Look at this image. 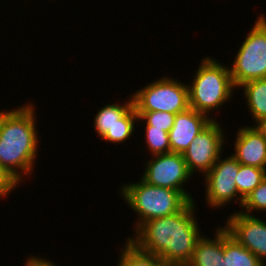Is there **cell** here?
<instances>
[{"label":"cell","instance_id":"obj_18","mask_svg":"<svg viewBox=\"0 0 266 266\" xmlns=\"http://www.w3.org/2000/svg\"><path fill=\"white\" fill-rule=\"evenodd\" d=\"M126 242L117 266H169L158 255L139 250L129 239Z\"/></svg>","mask_w":266,"mask_h":266},{"label":"cell","instance_id":"obj_16","mask_svg":"<svg viewBox=\"0 0 266 266\" xmlns=\"http://www.w3.org/2000/svg\"><path fill=\"white\" fill-rule=\"evenodd\" d=\"M132 106L133 99L131 96L130 101L123 106L120 104H107L100 109L94 120L97 134L102 137L108 130H111Z\"/></svg>","mask_w":266,"mask_h":266},{"label":"cell","instance_id":"obj_12","mask_svg":"<svg viewBox=\"0 0 266 266\" xmlns=\"http://www.w3.org/2000/svg\"><path fill=\"white\" fill-rule=\"evenodd\" d=\"M234 146L240 164L266 169V139L254 126L240 128Z\"/></svg>","mask_w":266,"mask_h":266},{"label":"cell","instance_id":"obj_23","mask_svg":"<svg viewBox=\"0 0 266 266\" xmlns=\"http://www.w3.org/2000/svg\"><path fill=\"white\" fill-rule=\"evenodd\" d=\"M18 183L19 182L0 165V197L6 196Z\"/></svg>","mask_w":266,"mask_h":266},{"label":"cell","instance_id":"obj_5","mask_svg":"<svg viewBox=\"0 0 266 266\" xmlns=\"http://www.w3.org/2000/svg\"><path fill=\"white\" fill-rule=\"evenodd\" d=\"M230 70L234 86L266 78V18L259 16L243 41Z\"/></svg>","mask_w":266,"mask_h":266},{"label":"cell","instance_id":"obj_2","mask_svg":"<svg viewBox=\"0 0 266 266\" xmlns=\"http://www.w3.org/2000/svg\"><path fill=\"white\" fill-rule=\"evenodd\" d=\"M30 105V106H29ZM31 104L0 112V165L18 182L32 172L37 151V128ZM21 169V173L14 169ZM18 172V173H17Z\"/></svg>","mask_w":266,"mask_h":266},{"label":"cell","instance_id":"obj_10","mask_svg":"<svg viewBox=\"0 0 266 266\" xmlns=\"http://www.w3.org/2000/svg\"><path fill=\"white\" fill-rule=\"evenodd\" d=\"M227 226L228 231L238 243L250 250L264 263L266 257V222L261 221L244 212L230 215Z\"/></svg>","mask_w":266,"mask_h":266},{"label":"cell","instance_id":"obj_1","mask_svg":"<svg viewBox=\"0 0 266 266\" xmlns=\"http://www.w3.org/2000/svg\"><path fill=\"white\" fill-rule=\"evenodd\" d=\"M194 202L182 211L144 222L129 238L139 250L158 255L169 266H186L202 237L194 219Z\"/></svg>","mask_w":266,"mask_h":266},{"label":"cell","instance_id":"obj_13","mask_svg":"<svg viewBox=\"0 0 266 266\" xmlns=\"http://www.w3.org/2000/svg\"><path fill=\"white\" fill-rule=\"evenodd\" d=\"M215 240L202 236L186 266H225L223 258V228L217 229Z\"/></svg>","mask_w":266,"mask_h":266},{"label":"cell","instance_id":"obj_17","mask_svg":"<svg viewBox=\"0 0 266 266\" xmlns=\"http://www.w3.org/2000/svg\"><path fill=\"white\" fill-rule=\"evenodd\" d=\"M266 178V169L240 164L235 183L239 201L242 206L243 200Z\"/></svg>","mask_w":266,"mask_h":266},{"label":"cell","instance_id":"obj_14","mask_svg":"<svg viewBox=\"0 0 266 266\" xmlns=\"http://www.w3.org/2000/svg\"><path fill=\"white\" fill-rule=\"evenodd\" d=\"M223 258L225 266H265L250 250L238 243L223 228Z\"/></svg>","mask_w":266,"mask_h":266},{"label":"cell","instance_id":"obj_20","mask_svg":"<svg viewBox=\"0 0 266 266\" xmlns=\"http://www.w3.org/2000/svg\"><path fill=\"white\" fill-rule=\"evenodd\" d=\"M146 141L153 157L171 152L169 133L163 129L146 126Z\"/></svg>","mask_w":266,"mask_h":266},{"label":"cell","instance_id":"obj_15","mask_svg":"<svg viewBox=\"0 0 266 266\" xmlns=\"http://www.w3.org/2000/svg\"><path fill=\"white\" fill-rule=\"evenodd\" d=\"M240 87L245 89L244 95L255 121L266 117V78L246 82Z\"/></svg>","mask_w":266,"mask_h":266},{"label":"cell","instance_id":"obj_19","mask_svg":"<svg viewBox=\"0 0 266 266\" xmlns=\"http://www.w3.org/2000/svg\"><path fill=\"white\" fill-rule=\"evenodd\" d=\"M135 120H138V115L134 106H132L120 119L111 130H108L102 139L108 142L121 143L127 140L134 132Z\"/></svg>","mask_w":266,"mask_h":266},{"label":"cell","instance_id":"obj_3","mask_svg":"<svg viewBox=\"0 0 266 266\" xmlns=\"http://www.w3.org/2000/svg\"><path fill=\"white\" fill-rule=\"evenodd\" d=\"M121 190L128 205L139 215L136 230L146 221L182 211L191 202L179 190L150 185L142 179Z\"/></svg>","mask_w":266,"mask_h":266},{"label":"cell","instance_id":"obj_7","mask_svg":"<svg viewBox=\"0 0 266 266\" xmlns=\"http://www.w3.org/2000/svg\"><path fill=\"white\" fill-rule=\"evenodd\" d=\"M154 158L147 163L141 179L150 185L179 190L190 201L194 200L182 188L183 183L192 176L182 154L170 152L155 155Z\"/></svg>","mask_w":266,"mask_h":266},{"label":"cell","instance_id":"obj_25","mask_svg":"<svg viewBox=\"0 0 266 266\" xmlns=\"http://www.w3.org/2000/svg\"><path fill=\"white\" fill-rule=\"evenodd\" d=\"M256 129L262 134V136L266 139V117L261 118L260 120L256 121Z\"/></svg>","mask_w":266,"mask_h":266},{"label":"cell","instance_id":"obj_21","mask_svg":"<svg viewBox=\"0 0 266 266\" xmlns=\"http://www.w3.org/2000/svg\"><path fill=\"white\" fill-rule=\"evenodd\" d=\"M138 120H146V126L163 129L168 132L173 127L176 114L163 111H136Z\"/></svg>","mask_w":266,"mask_h":266},{"label":"cell","instance_id":"obj_9","mask_svg":"<svg viewBox=\"0 0 266 266\" xmlns=\"http://www.w3.org/2000/svg\"><path fill=\"white\" fill-rule=\"evenodd\" d=\"M240 163L231 155L225 160L218 158L216 163L205 175L207 184L206 200L211 207H220L230 202L238 190L235 183Z\"/></svg>","mask_w":266,"mask_h":266},{"label":"cell","instance_id":"obj_6","mask_svg":"<svg viewBox=\"0 0 266 266\" xmlns=\"http://www.w3.org/2000/svg\"><path fill=\"white\" fill-rule=\"evenodd\" d=\"M133 94L136 111H163L177 114L189 108L188 86L166 77L151 82Z\"/></svg>","mask_w":266,"mask_h":266},{"label":"cell","instance_id":"obj_4","mask_svg":"<svg viewBox=\"0 0 266 266\" xmlns=\"http://www.w3.org/2000/svg\"><path fill=\"white\" fill-rule=\"evenodd\" d=\"M234 87L228 67L205 57L188 85L189 107L207 115L231 98Z\"/></svg>","mask_w":266,"mask_h":266},{"label":"cell","instance_id":"obj_22","mask_svg":"<svg viewBox=\"0 0 266 266\" xmlns=\"http://www.w3.org/2000/svg\"><path fill=\"white\" fill-rule=\"evenodd\" d=\"M241 207L246 208V214H250L251 210H266V178L247 195Z\"/></svg>","mask_w":266,"mask_h":266},{"label":"cell","instance_id":"obj_24","mask_svg":"<svg viewBox=\"0 0 266 266\" xmlns=\"http://www.w3.org/2000/svg\"><path fill=\"white\" fill-rule=\"evenodd\" d=\"M25 266H55V264L53 265L50 261L32 256L27 260Z\"/></svg>","mask_w":266,"mask_h":266},{"label":"cell","instance_id":"obj_11","mask_svg":"<svg viewBox=\"0 0 266 266\" xmlns=\"http://www.w3.org/2000/svg\"><path fill=\"white\" fill-rule=\"evenodd\" d=\"M213 119L192 108L176 114L173 127L169 131L171 152L183 154L195 137L207 127Z\"/></svg>","mask_w":266,"mask_h":266},{"label":"cell","instance_id":"obj_8","mask_svg":"<svg viewBox=\"0 0 266 266\" xmlns=\"http://www.w3.org/2000/svg\"><path fill=\"white\" fill-rule=\"evenodd\" d=\"M219 123L213 120L192 141L182 154L189 172L195 169L207 173L218 160L224 143L223 132Z\"/></svg>","mask_w":266,"mask_h":266}]
</instances>
